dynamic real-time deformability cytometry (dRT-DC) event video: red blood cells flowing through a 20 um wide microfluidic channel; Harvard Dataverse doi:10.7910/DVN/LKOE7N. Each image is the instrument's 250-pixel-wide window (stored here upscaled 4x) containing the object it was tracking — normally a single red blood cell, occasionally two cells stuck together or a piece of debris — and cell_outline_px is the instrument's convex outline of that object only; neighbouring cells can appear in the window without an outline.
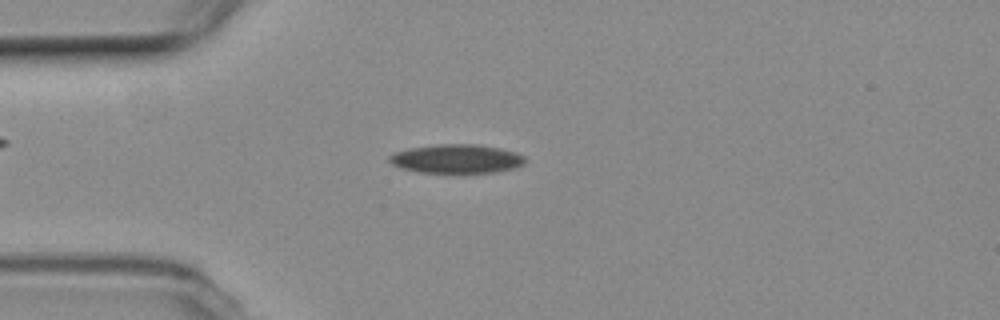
{"species": "common noctule bat (a hibernating species)", "species_latin": "Nyctalus noctula", "temperature_condition": "room temperature", "stored_images_in_passage": 51, "camera_frame_rate_fps": 3000, "um_per_image_px": 0.085, "animal": {"sex": "female", "body_mass_g": 19.3, "forearm_length_mm": 54.1}, "frame": {"image": 1, "passage_image": 9, "time_ms": 2.667, "image_size_px": [1000, 320], "cell_outline_px": [[528, 160], [524, 164], [516, 168], [492, 172], [420, 172], [400, 168], [392, 164], [388, 160], [388, 156], [396, 152], [408, 148], [440, 144], [476, 144], [500, 148], [516, 152], [524, 156]], "centroid_in_image_um": [38.83, 13.49], "position_along_channel_um": 46.2, "area_um2": 22.83}}
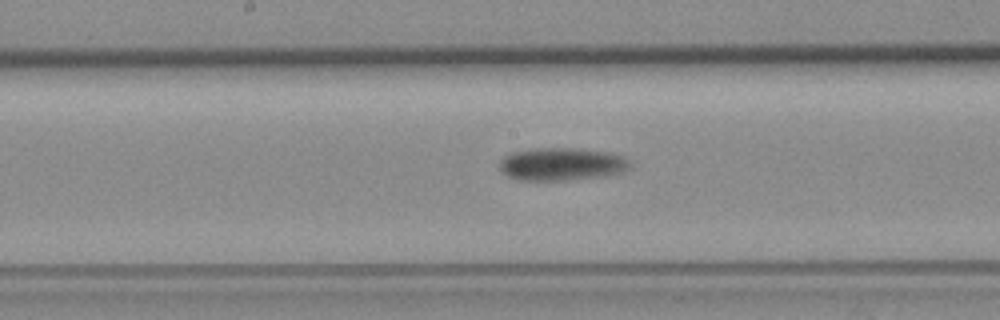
{"frame": {"image": 2, "passage_image": 23, "time_ms": 7.333, "image_size_px": [1000, 320], "cell_outline_px": [[628, 168], [620, 172], [604, 176], [568, 180], [516, 180], [500, 172], [500, 160], [504, 156], [512, 152], [532, 148], [572, 148], [612, 152], [624, 156], [628, 160]], "centroid_in_image_um": [47.7, 13.94], "position_along_channel_um": 200.5, "area_um2": 25.03}}
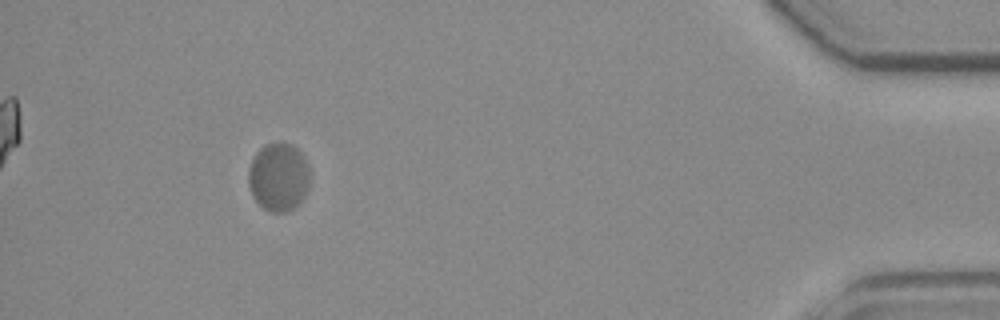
{"frame": {"image": 3, "passage_image": 46, "time_ms": 15.0, "image_size_px": [1000, 320], "cell_outline_px": [[308, 184], [304, 196], [292, 208], [284, 212], [268, 212], [252, 196], [248, 184], [248, 168], [252, 156], [264, 144], [280, 140], [292, 144], [300, 152], [308, 168]], "centroid_in_image_um": [23.62, 14.99], "position_along_channel_um": 411.6, "area_um2": 24.51}, "authors_computed_cell_mechanics": {"area_um2": 23.8136, "velocity_mm_per_s": 3.6322, "shape_relaxation_time_tau1_ms": null, "shape_relaxation_time_tau2_ms": 1.7923, "deformation_change_tau1": null, "deformation_change_tau2": 0.0293}}